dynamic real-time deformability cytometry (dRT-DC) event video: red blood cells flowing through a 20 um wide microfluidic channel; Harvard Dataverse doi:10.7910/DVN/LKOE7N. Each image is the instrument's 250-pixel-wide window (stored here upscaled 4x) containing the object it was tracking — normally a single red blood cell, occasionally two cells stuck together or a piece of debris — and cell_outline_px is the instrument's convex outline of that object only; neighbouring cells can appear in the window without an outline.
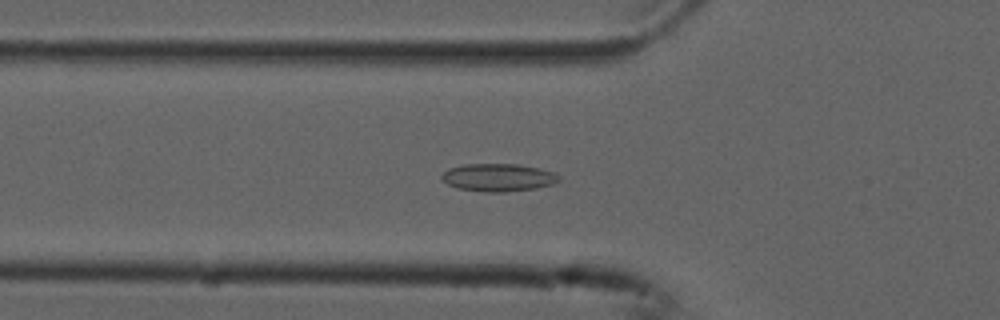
{"species": "common noctule bat (a hibernating species)", "species_latin": "Nyctalus noctula", "temperature_condition": "cold", "stored_images_in_passage": 55, "camera_frame_rate_fps": 3000, "um_per_image_px": 0.085, "animal": {"sex": "male", "forearm_length_mm": 52.5}, "frame": {"image": 1, "passage_image": 19, "time_ms": 6.0, "image_size_px": [1000, 320], "cell_outline_px": [[560, 180], [552, 184], [536, 188], [504, 192], [484, 192], [456, 188], [448, 184], [440, 176], [448, 168], [464, 164], [516, 164], [536, 168], [552, 172], [560, 176]], "centroid_in_image_um": [42.32, 15.09], "position_along_channel_um": 83.5, "area_um2": 18.84}}
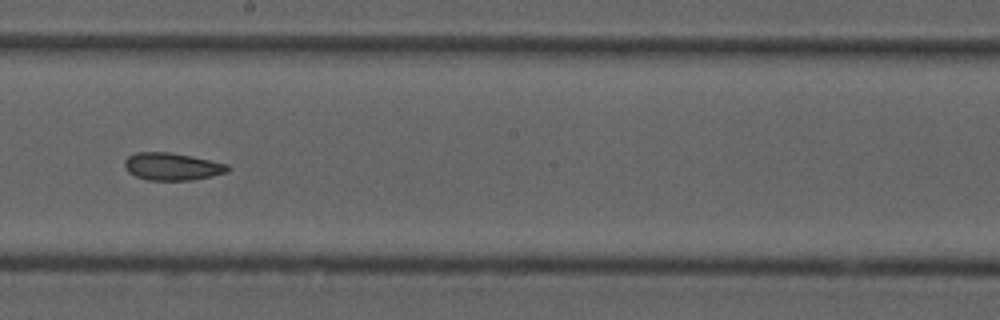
{"frame": {"image": 2, "passage_image": 31, "time_ms": 10.0, "image_size_px": [1000, 320], "cell_outline_px": [[232, 168], [228, 172], [212, 176], [192, 180], [148, 180], [136, 176], [128, 172], [124, 168], [124, 160], [128, 156], [136, 152], [168, 152], [192, 156], [228, 164]], "centroid_in_image_um": [14.64, 14.15], "position_along_channel_um": 233.6, "area_um2": 16.65}}
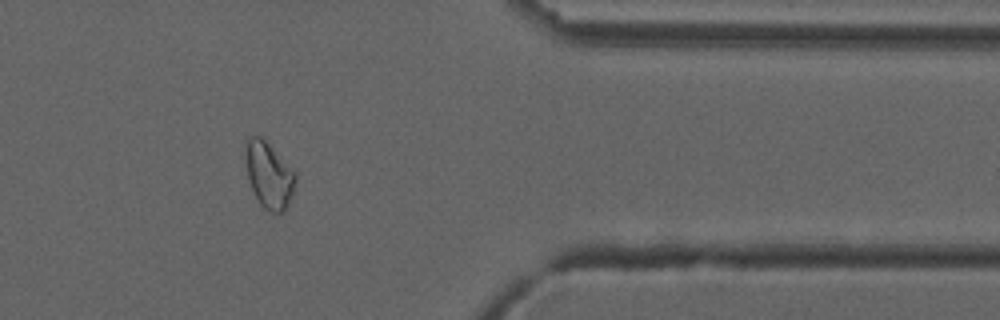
{"frame": {"image": 3, "passage_image": 45, "time_ms": 14.667, "image_size_px": [1000, 320], "cell_outline_px": [[296, 180], [292, 196], [284, 212], [280, 216], [264, 208], [260, 204], [252, 188], [248, 176], [244, 152], [248, 140], [252, 136], [260, 136], [296, 172]], "centroid_in_image_um": [22.88, 14.93], "position_along_channel_um": 388.5, "area_um2": 19.07}, "authors_computed_cell_mechanics": {"area_um2": 19.074, "velocity_mm_per_s": 3.7479, "shape_relaxation_time_tau1_ms": null, "shape_relaxation_time_tau2_ms": 5.708, "deformation_change_tau1": null, "deformation_change_tau2": 0.1}}